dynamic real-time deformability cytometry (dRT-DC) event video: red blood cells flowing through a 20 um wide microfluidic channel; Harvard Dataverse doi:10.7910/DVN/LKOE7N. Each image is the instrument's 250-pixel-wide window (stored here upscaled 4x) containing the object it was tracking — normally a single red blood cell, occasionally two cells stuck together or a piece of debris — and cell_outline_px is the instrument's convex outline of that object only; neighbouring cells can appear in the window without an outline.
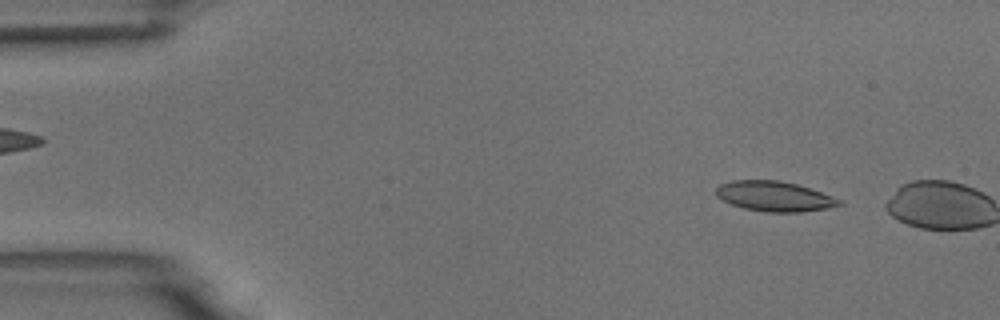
{"species": "common noctule bat (a hibernating species)", "species_latin": "Nyctalus noctula", "temperature_condition": "room temperature", "stored_images_in_passage": 2, "camera_frame_rate_fps": 3000, "um_per_image_px": 0.085, "animal": {"sex": "male", "body_mass_g": 18.8}, "frame": {"image": 1, "passage_image": 1, "time_ms": 0.0, "image_size_px": [1000, 320], "cell_outline_px": [[844, 204], [828, 208], [800, 212], [768, 212], [744, 208], [732, 204], [716, 196], [716, 188], [720, 184], [732, 180], [776, 180], [796, 184], [820, 192], [840, 200]], "centroid_in_image_um": [65.8, 16.68], "position_along_channel_um": 19.2, "area_um2": 21.27}}